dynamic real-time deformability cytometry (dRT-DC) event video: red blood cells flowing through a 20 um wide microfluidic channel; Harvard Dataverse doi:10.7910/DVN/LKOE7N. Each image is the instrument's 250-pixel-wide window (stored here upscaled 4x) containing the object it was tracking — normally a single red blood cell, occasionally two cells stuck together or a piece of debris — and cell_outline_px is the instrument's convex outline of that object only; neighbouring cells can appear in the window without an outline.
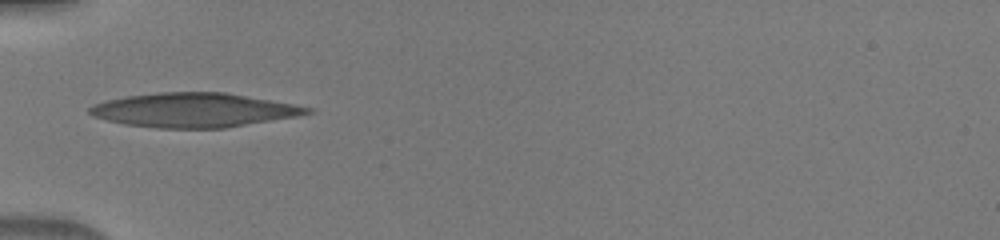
{"species": "human", "species_latin": "Homo sapiens", "temperature_condition": "warm", "stored_images_in_passage": 32, "camera_frame_rate_fps": 3000, "um_per_image_px": 0.085, "donor": {"sex": "male"}, "frame": {"image": 1, "passage_image": 1, "time_ms": 0.0, "image_size_px": [1000, 240], "cell_outline_px": [[316, 112], [300, 116], [224, 128], [160, 128], [124, 124], [92, 116], [88, 112], [88, 108], [92, 104], [124, 96], [156, 92], [224, 92], [296, 104], [312, 108]], "centroid_in_image_um": [16.51, 9.35], "position_along_channel_um": 68.5, "area_um2": 43.64}}
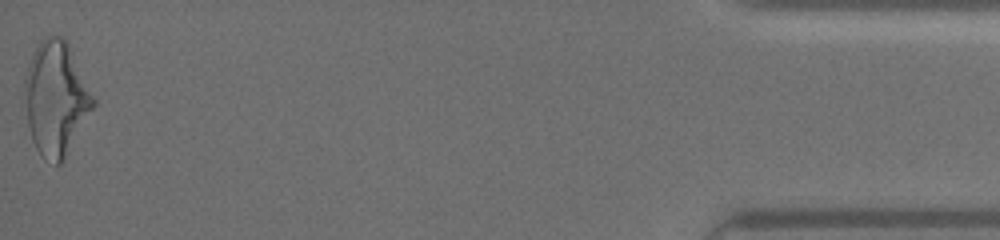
{"frame": {"image": 2, "passage_image": 32, "time_ms": 10.333, "image_size_px": [1000, 240], "cell_outline_px": [[96, 104], [60, 164], [56, 164], [44, 160], [40, 156], [32, 140], [28, 124], [24, 88], [24, 80], [28, 64], [32, 52], [40, 40], [44, 36], [60, 36], [68, 44], [96, 100]], "centroid_in_image_um": [4.74, 8.36], "position_along_channel_um": 430.5, "area_um2": 45.08}}